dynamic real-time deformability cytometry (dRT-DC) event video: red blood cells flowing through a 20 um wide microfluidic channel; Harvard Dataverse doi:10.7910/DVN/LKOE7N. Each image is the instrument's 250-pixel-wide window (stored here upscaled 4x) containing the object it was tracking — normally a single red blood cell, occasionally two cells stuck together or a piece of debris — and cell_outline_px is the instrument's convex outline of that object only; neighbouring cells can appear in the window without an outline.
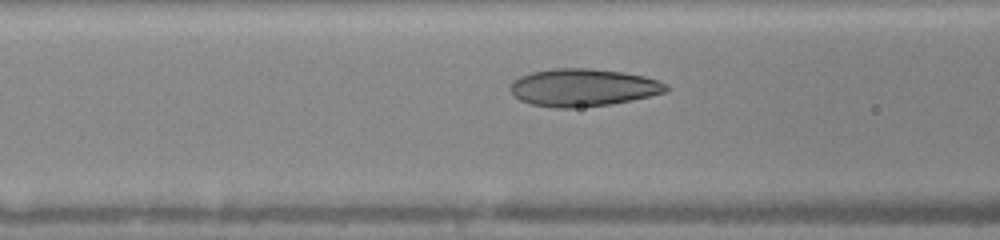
{"species": "human", "species_latin": "Homo sapiens", "temperature_condition": "warm", "stored_images_in_passage": 7, "camera_frame_rate_fps": 3000, "um_per_image_px": 0.085, "donor": {"sex": "female"}, "frame": {"image": 1, "passage_image": 6, "time_ms": 3.0, "image_size_px": [1000, 240], "cell_outline_px": [[668, 92], [632, 100], [608, 104], [572, 108], [556, 108], [532, 104], [520, 100], [508, 88], [512, 80], [520, 76], [532, 72], [552, 68], [592, 68], [624, 72], [644, 76], [668, 84]], "centroid_in_image_um": [49.56, 7.43], "position_along_channel_um": 117.0, "area_um2": 34.22}}